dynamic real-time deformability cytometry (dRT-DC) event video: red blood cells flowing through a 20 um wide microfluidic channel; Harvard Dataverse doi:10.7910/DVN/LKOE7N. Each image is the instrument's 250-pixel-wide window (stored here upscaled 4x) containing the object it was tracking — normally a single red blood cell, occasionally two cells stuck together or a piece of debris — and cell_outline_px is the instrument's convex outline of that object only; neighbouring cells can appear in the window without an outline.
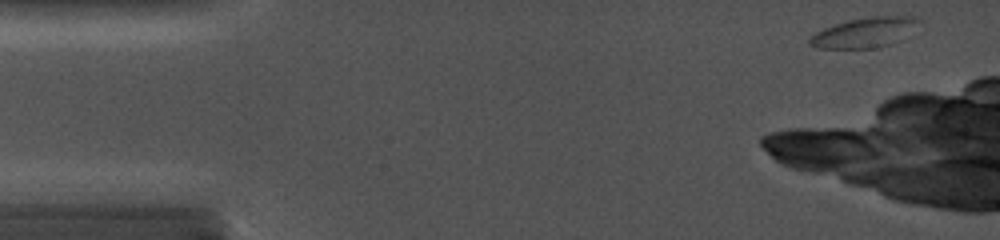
{"species": "common noctule bat (a hibernating species)", "species_latin": "Nyctalus noctula", "temperature_condition": "cold", "stored_images_in_passage": 21, "camera_frame_rate_fps": 5000, "um_per_image_px": 0.085, "animal": {"sex": "female", "body_mass_g": 19.0, "forearm_length_mm": 56.7}, "frame": {"image": 1, "passage_image": 4, "time_ms": 0.4, "image_size_px": [1000, 240], "cell_outline_px": [[928, 20], [924, 24], [856, 48], [832, 48], [808, 44], [808, 36], [832, 24], [844, 20], [868, 16], [900, 12], [912, 12], [924, 16]], "centroid_in_image_um": [73.54, 2.54], "position_along_channel_um": 11.5, "area_um2": 18.38}}